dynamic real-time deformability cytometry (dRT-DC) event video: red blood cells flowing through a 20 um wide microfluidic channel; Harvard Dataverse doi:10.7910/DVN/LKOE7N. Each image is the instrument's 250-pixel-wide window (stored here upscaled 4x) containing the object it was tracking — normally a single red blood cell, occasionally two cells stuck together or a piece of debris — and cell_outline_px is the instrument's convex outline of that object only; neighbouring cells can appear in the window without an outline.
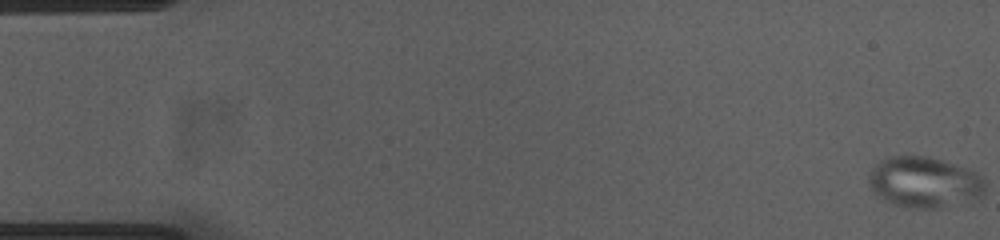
{"species": "common noctule bat (a hibernating species)", "species_latin": "Nyctalus noctula", "temperature_condition": "cold", "stored_images_in_passage": 55, "camera_frame_rate_fps": 3000, "um_per_image_px": 0.085, "animal": {"sex": "female", "body_mass_g": 23.0, "forearm_length_mm": 53.4}, "frame": {"image": 1, "passage_image": 1, "time_ms": 0.0, "image_size_px": [1000, 240], "cell_outline_px": [[984, 192], [980, 196], [940, 208], [904, 208], [892, 204], [876, 196], [868, 184], [868, 176], [872, 168], [884, 156], [928, 156], [968, 168], [980, 176], [984, 180]], "centroid_in_image_um": [78.48, 15.48], "position_along_channel_um": 6.5, "area_um2": 34.56}}
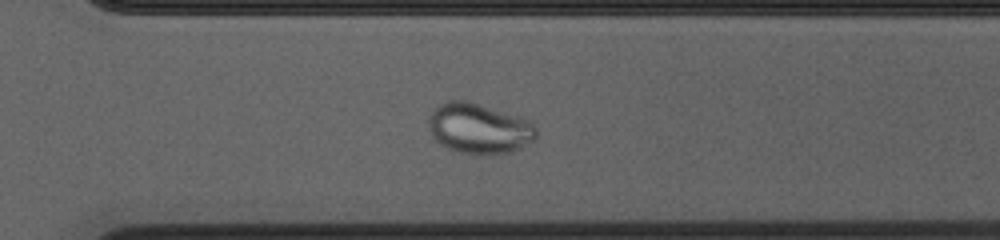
{"frame": {"image": 2, "passage_image": 39, "time_ms": 12.667, "image_size_px": [1000, 240], "cell_outline_px": [[536, 140], [512, 152], [476, 156], [460, 152], [448, 148], [440, 144], [432, 136], [428, 128], [428, 116], [444, 100], [468, 100], [520, 116], [532, 120], [536, 128]], "centroid_in_image_um": [40.74, 10.92], "position_along_channel_um": 329.9, "area_um2": 32.31}}
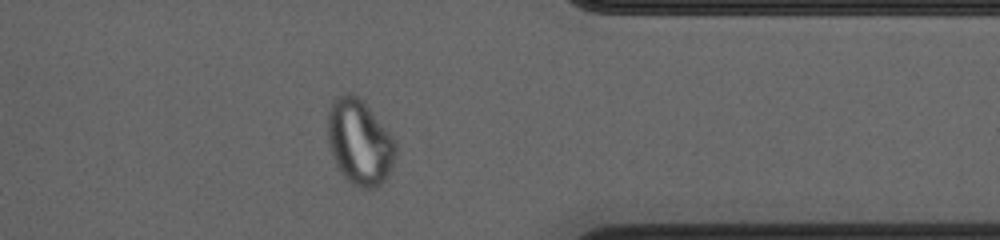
{"frame": {"image": 3, "passage_image": 44, "time_ms": 14.333, "image_size_px": [1000, 240], "cell_outline_px": [[396, 152], [392, 172], [376, 188], [360, 188], [352, 184], [340, 172], [332, 156], [328, 144], [328, 108], [332, 100], [336, 96], [344, 92], [352, 92], [372, 112], [392, 136], [396, 144]], "centroid_in_image_um": [30.55, 12.09], "position_along_channel_um": 380.9, "area_um2": 33.93}}